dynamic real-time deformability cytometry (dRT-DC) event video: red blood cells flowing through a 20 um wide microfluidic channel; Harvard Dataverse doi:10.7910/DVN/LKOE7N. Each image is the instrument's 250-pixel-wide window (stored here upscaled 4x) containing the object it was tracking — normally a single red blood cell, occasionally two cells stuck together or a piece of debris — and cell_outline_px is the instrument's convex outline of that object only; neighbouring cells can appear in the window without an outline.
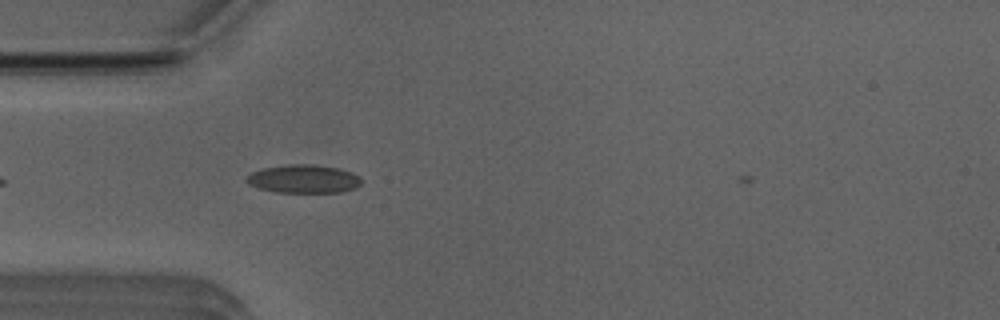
{"species": "Egyptian fruit bat (a non-hibernating species)", "species_latin": "Rousettus aegyptiacus", "temperature_condition": "room temperature", "stored_images_in_passage": 41, "camera_frame_rate_fps": 3000, "um_per_image_px": 0.085, "animal": {"sex": "male"}, "frame": {"image": 1, "passage_image": 4, "time_ms": 1.0, "image_size_px": [1000, 320], "cell_outline_px": [[360, 184], [356, 188], [344, 192], [276, 192], [260, 188], [248, 184], [244, 180], [252, 172], [264, 168], [288, 164], [312, 164], [340, 168], [352, 172], [360, 176]], "centroid_in_image_um": [25.83, 15.2], "position_along_channel_um": 59.2, "area_um2": 19.02}}
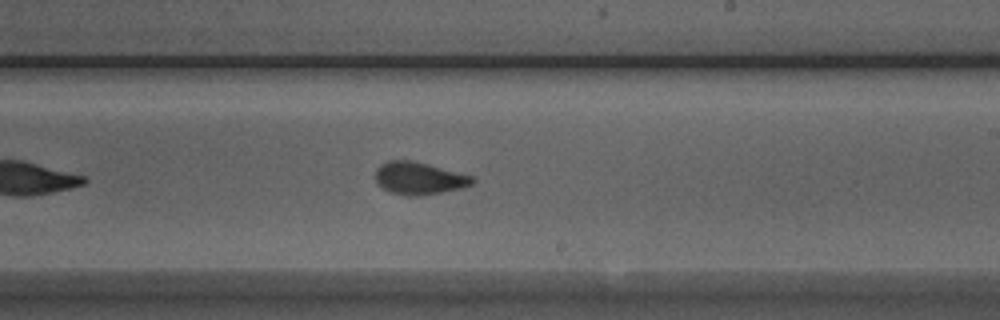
{"frame": {"image": 2, "passage_image": 19, "time_ms": 6.0, "image_size_px": [1000, 320], "cell_outline_px": [[476, 180], [472, 184], [460, 188], [420, 196], [404, 196], [388, 192], [376, 180], [376, 168], [380, 164], [388, 160], [412, 160], [428, 164], [472, 176]], "centroid_in_image_um": [35.59, 15.15], "position_along_channel_um": 253.4, "area_um2": 18.26}}
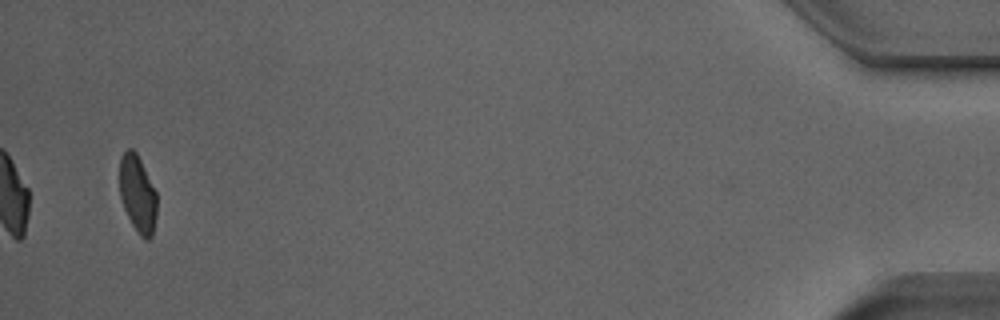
{"frame": {"image": 3, "passage_image": 39, "time_ms": 12.667, "image_size_px": [1000, 320], "cell_outline_px": [[156, 216], [152, 236], [148, 240], [144, 240], [140, 236], [132, 224], [124, 208], [120, 196], [120, 156], [128, 148], [132, 148], [136, 152], [156, 192]], "centroid_in_image_um": [11.69, 16.5], "position_along_channel_um": 423.5, "area_um2": 16.59}, "authors_computed_cell_mechanics": {"area_um2": 17.7446, "velocity_mm_per_s": 3.9258, "shape_relaxation_time_tau1_ms": 5.0494, "shape_relaxation_time_tau2_ms": 0.8926, "deformation_change_tau1": 0.1496, "deformation_change_tau2": 0.06}}